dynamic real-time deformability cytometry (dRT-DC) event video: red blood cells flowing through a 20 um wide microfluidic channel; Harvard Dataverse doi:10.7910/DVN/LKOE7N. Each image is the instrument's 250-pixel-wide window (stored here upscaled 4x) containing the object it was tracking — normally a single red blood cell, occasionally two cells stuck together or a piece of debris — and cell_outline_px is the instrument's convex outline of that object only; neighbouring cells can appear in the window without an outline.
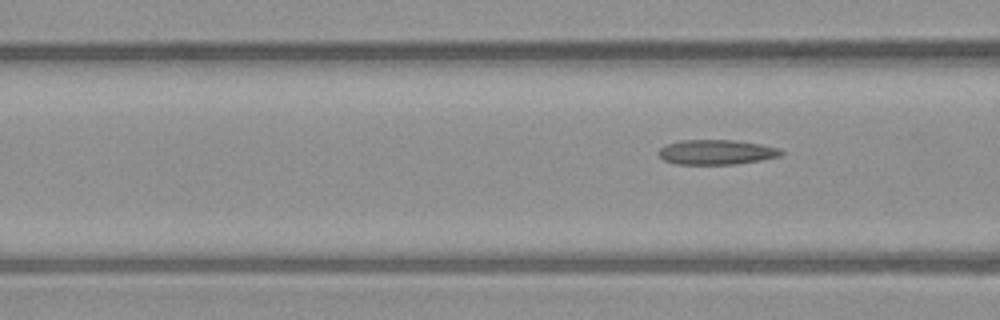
{"species": "common noctule bat (a hibernating species)", "species_latin": "Nyctalus noctula", "temperature_condition": "warm", "stored_images_in_passage": 5, "camera_frame_rate_fps": 3000, "um_per_image_px": 0.085, "animal": {"sex": "male", "body_mass_g": 23.1, "forearm_length_mm": 52.7}, "frame": {"image": 1, "passage_image": 5, "time_ms": 5.0, "image_size_px": [1000, 320], "cell_outline_px": [[784, 152], [780, 156], [760, 160], [736, 164], [676, 164], [664, 160], [656, 152], [660, 148], [668, 144], [680, 140], [736, 140], [760, 144], [780, 148]], "centroid_in_image_um": [60.89, 12.93], "position_along_channel_um": 105.7, "area_um2": 17.74}}